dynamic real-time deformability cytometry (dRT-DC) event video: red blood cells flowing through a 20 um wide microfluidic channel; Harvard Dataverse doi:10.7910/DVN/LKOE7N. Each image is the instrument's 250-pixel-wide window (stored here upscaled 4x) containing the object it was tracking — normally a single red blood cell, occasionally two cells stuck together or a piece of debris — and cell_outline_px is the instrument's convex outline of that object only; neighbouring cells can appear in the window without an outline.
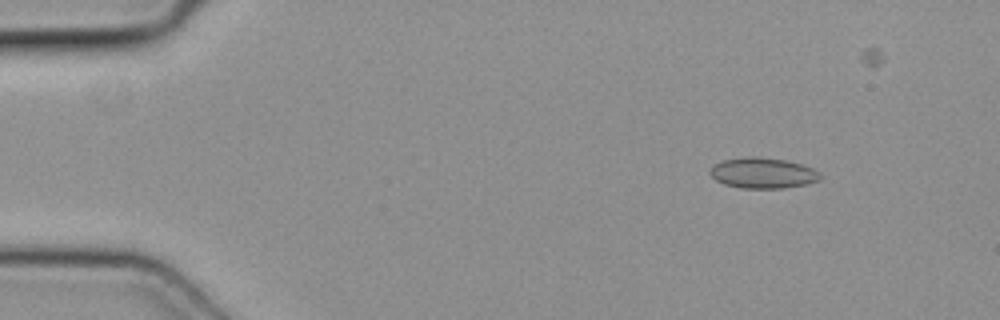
{"species": "common noctule bat (a hibernating species)", "species_latin": "Nyctalus noctula", "temperature_condition": "cold", "stored_images_in_passage": 5, "camera_frame_rate_fps": 3000, "um_per_image_px": 0.085, "animal": {"sex": "female", "body_mass_g": 19.3, "forearm_length_mm": 54.1}, "frame": {"image": 1, "passage_image": 1, "time_ms": 0.0, "image_size_px": [1000, 320], "cell_outline_px": [[824, 176], [820, 180], [808, 184], [784, 188], [740, 188], [724, 184], [716, 180], [708, 172], [716, 164], [724, 160], [752, 156], [756, 156], [784, 160], [804, 164], [820, 172]], "centroid_in_image_um": [64.91, 14.71], "position_along_channel_um": 20.1, "area_um2": 19.77}}